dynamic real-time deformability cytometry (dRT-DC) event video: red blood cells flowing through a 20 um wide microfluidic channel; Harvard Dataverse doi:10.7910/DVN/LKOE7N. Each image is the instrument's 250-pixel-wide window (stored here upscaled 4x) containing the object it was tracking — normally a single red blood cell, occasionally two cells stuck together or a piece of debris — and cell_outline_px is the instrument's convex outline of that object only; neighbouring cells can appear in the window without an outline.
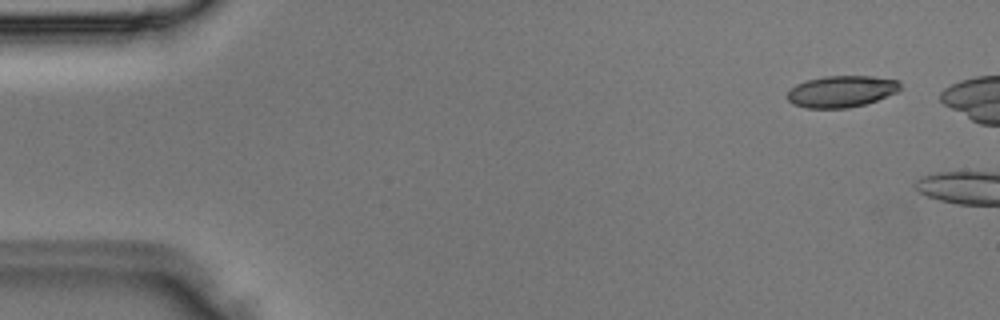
{"species": "Egyptian fruit bat (a non-hibernating species)", "species_latin": "Rousettus aegyptiacus", "temperature_condition": "room temperature", "stored_images_in_passage": 2, "camera_frame_rate_fps": 3000, "um_per_image_px": 0.085, "animal": {"sex": "male"}, "frame": {"image": 1, "passage_image": 1, "time_ms": 0.0, "image_size_px": [1000, 320], "cell_outline_px": [[900, 88], [896, 92], [876, 100], [864, 104], [848, 108], [808, 108], [792, 104], [788, 100], [788, 92], [796, 84], [808, 80], [824, 76], [872, 76], [896, 80], [900, 84]], "centroid_in_image_um": [71.5, 7.77], "position_along_channel_um": 13.5, "area_um2": 20.52}}